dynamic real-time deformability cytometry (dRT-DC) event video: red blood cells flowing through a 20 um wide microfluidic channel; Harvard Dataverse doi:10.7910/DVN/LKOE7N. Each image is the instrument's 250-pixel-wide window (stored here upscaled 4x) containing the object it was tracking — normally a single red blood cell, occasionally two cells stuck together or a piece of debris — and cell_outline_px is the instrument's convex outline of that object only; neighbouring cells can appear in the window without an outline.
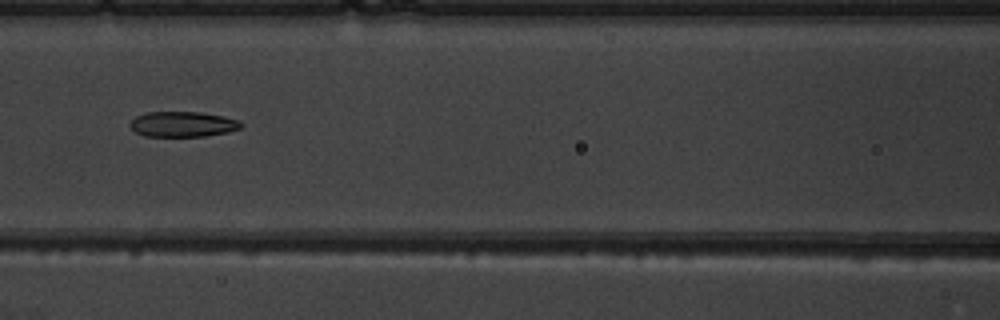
{"species": "common noctule bat (a hibernating species)", "species_latin": "Nyctalus noctula", "temperature_condition": "warm", "stored_images_in_passage": 10, "camera_frame_rate_fps": 3000, "um_per_image_px": 0.085, "animal": {"sex": "male", "body_mass_g": 19.5, "forearm_length_mm": 54.6}, "frame": {"image": 1, "passage_image": 7, "time_ms": 7.667, "image_size_px": [1000, 320], "cell_outline_px": [[244, 124], [240, 128], [228, 132], [204, 136], [144, 136], [136, 132], [132, 128], [132, 120], [136, 116], [148, 112], [200, 112], [224, 116], [240, 120]], "centroid_in_image_um": [15.59, 10.55], "position_along_channel_um": 151.0, "area_um2": 16.3}}
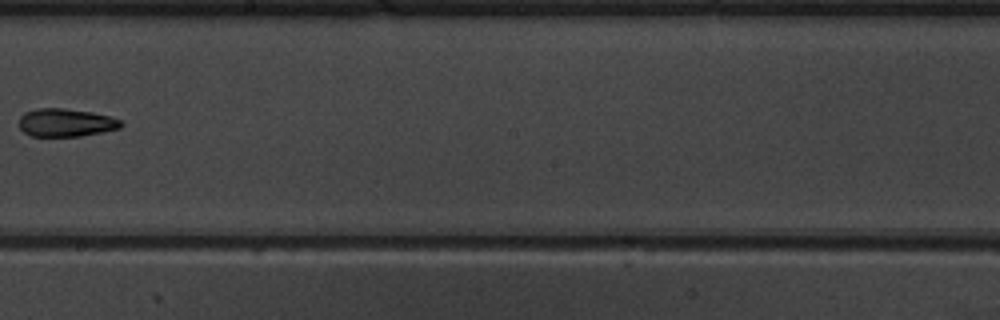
{"frame": {"image": 2, "passage_image": 9, "time_ms": 10.0, "image_size_px": [1000, 320], "cell_outline_px": [[124, 124], [120, 128], [104, 132], [80, 136], [32, 136], [24, 132], [20, 128], [20, 116], [24, 112], [36, 108], [64, 108], [92, 112], [112, 116], [120, 120]], "centroid_in_image_um": [5.62, 10.41], "position_along_channel_um": 242.6, "area_um2": 16.82}}
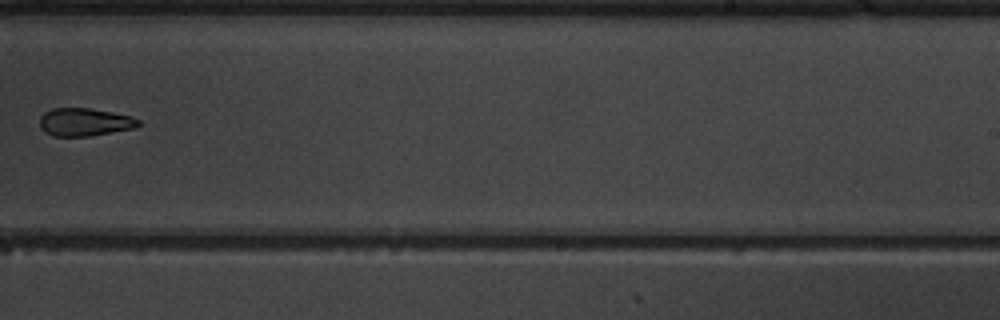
{"frame": {"image": 3, "passage_image": 10, "time_ms": 11.0, "image_size_px": [1000, 320], "cell_outline_px": [[140, 124], [136, 128], [88, 136], [52, 136], [44, 132], [40, 128], [40, 116], [44, 112], [52, 108], [88, 108], [112, 112], [132, 116], [140, 120]], "centroid_in_image_um": [7.18, 10.37], "position_along_channel_um": 281.8, "area_um2": 16.18}}